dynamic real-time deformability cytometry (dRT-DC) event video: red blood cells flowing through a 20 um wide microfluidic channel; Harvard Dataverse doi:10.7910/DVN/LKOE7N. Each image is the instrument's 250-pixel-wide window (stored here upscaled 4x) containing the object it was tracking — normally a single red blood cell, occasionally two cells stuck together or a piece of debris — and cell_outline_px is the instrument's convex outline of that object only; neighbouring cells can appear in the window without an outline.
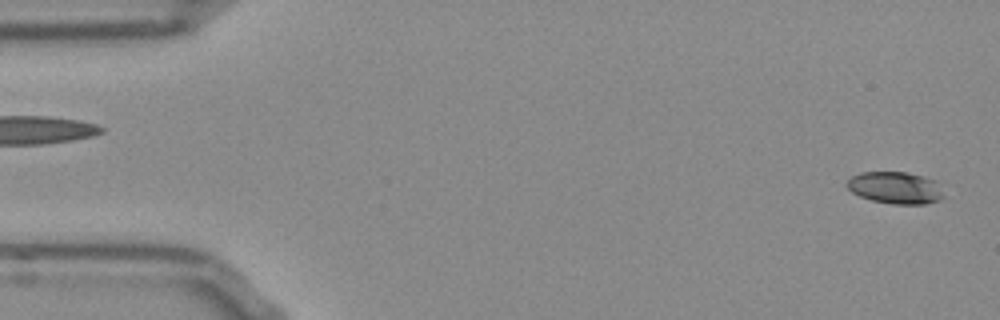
{"species": "Egyptian fruit bat (a non-hibernating species)", "species_latin": "Rousettus aegyptiacus", "temperature_condition": "room temperature", "stored_images_in_passage": 52, "camera_frame_rate_fps": 3000, "um_per_image_px": 0.085, "frame": {"image": 1, "passage_image": 1, "time_ms": 0.0, "image_size_px": [1000, 320], "cell_outline_px": [[944, 196], [940, 200], [924, 204], [892, 204], [872, 200], [860, 196], [852, 192], [844, 184], [852, 176], [860, 172], [908, 172], [924, 176], [936, 180]], "centroid_in_image_um": [76.11, 15.95], "position_along_channel_um": 8.9, "area_um2": 18.15}}
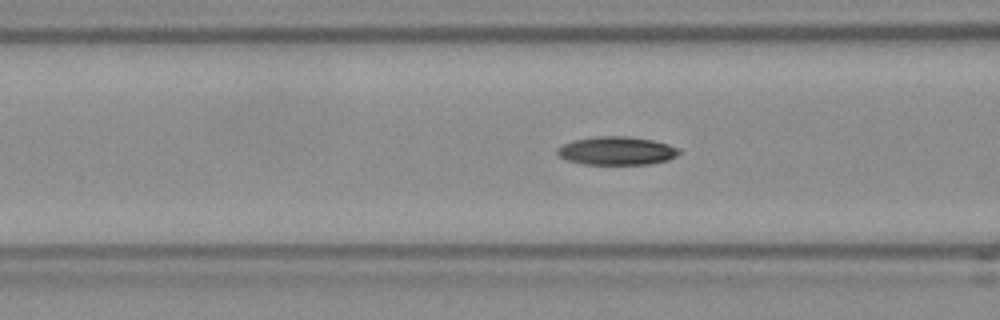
{"frame": {"image": 2, "passage_image": 19, "time_ms": 6.0, "image_size_px": [1000, 320], "cell_outline_px": [[680, 152], [676, 156], [668, 160], [648, 164], [584, 164], [568, 160], [560, 156], [556, 152], [556, 148], [572, 140], [596, 136], [628, 136], [652, 140], [668, 144], [680, 148]], "centroid_in_image_um": [52.42, 12.81], "position_along_channel_um": 114.2, "area_um2": 20.11}}
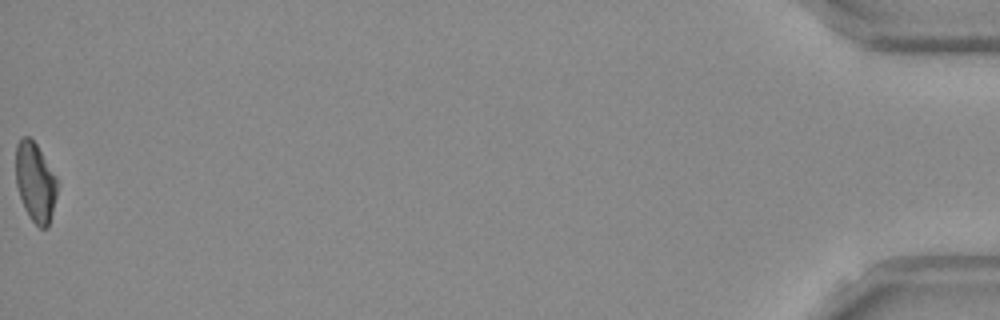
{"frame": {"image": 3, "passage_image": 52, "time_ms": 17.0, "image_size_px": [1000, 320], "cell_outline_px": [[56, 196], [48, 228], [40, 228], [28, 216], [24, 208], [16, 184], [16, 144], [24, 136], [28, 136], [36, 144], [56, 176]], "centroid_in_image_um": [2.99, 15.5], "position_along_channel_um": 432.2, "area_um2": 18.9}, "authors_computed_cell_mechanics": {"area_um2": 19.7098, "velocity_mm_per_s": 3.8592, "shape_relaxation_time_tau1_ms": 10.3965, "shape_relaxation_time_tau2_ms": 8.6373, "deformation_change_tau1": 0.2378, "deformation_change_tau2": 0.1525}}